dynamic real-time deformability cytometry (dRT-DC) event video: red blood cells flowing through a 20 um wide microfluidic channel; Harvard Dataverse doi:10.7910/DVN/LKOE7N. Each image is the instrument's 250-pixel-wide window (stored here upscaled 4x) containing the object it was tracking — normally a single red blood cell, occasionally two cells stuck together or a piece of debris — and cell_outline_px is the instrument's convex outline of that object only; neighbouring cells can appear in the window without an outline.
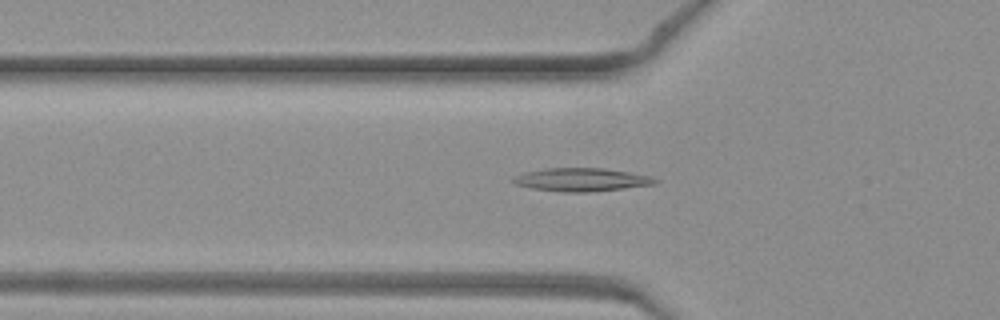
{"species": "common noctule bat (a hibernating species)", "species_latin": "Nyctalus noctula", "temperature_condition": "warm", "stored_images_in_passage": 35, "camera_frame_rate_fps": 3000, "um_per_image_px": 0.085, "animal": {"sex": "female", "body_mass_g": 19.3, "forearm_length_mm": 54.1}, "frame": {"image": 1, "passage_image": 5, "time_ms": 1.333, "image_size_px": [1000, 320], "cell_outline_px": [[660, 180], [656, 184], [624, 188], [588, 192], [560, 192], [532, 188], [516, 184], [512, 180], [512, 176], [524, 172], [544, 168], [604, 168], [652, 176]], "centroid_in_image_um": [49.42, 15.27], "position_along_channel_um": 76.4, "area_um2": 19.31}}
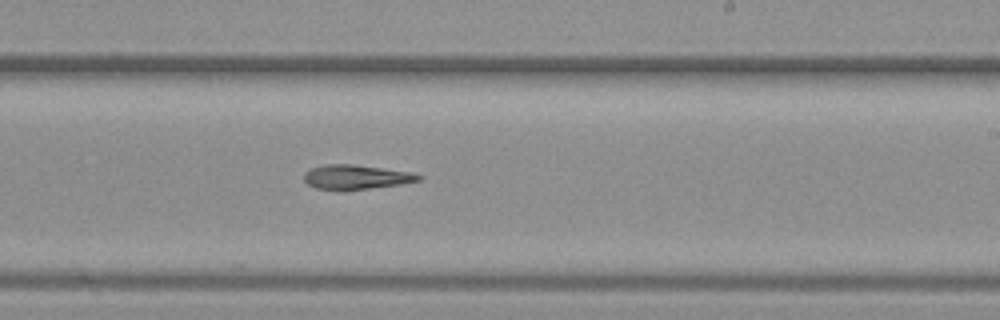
{"frame": {"image": 2, "passage_image": 17, "time_ms": 5.333, "image_size_px": [1000, 320], "cell_outline_px": [[424, 176], [420, 180], [400, 184], [344, 192], [336, 192], [316, 188], [308, 184], [304, 180], [304, 172], [312, 168], [324, 164], [352, 164], [408, 172]], "centroid_in_image_um": [30.19, 15.08], "position_along_channel_um": 258.8, "area_um2": 16.59}}
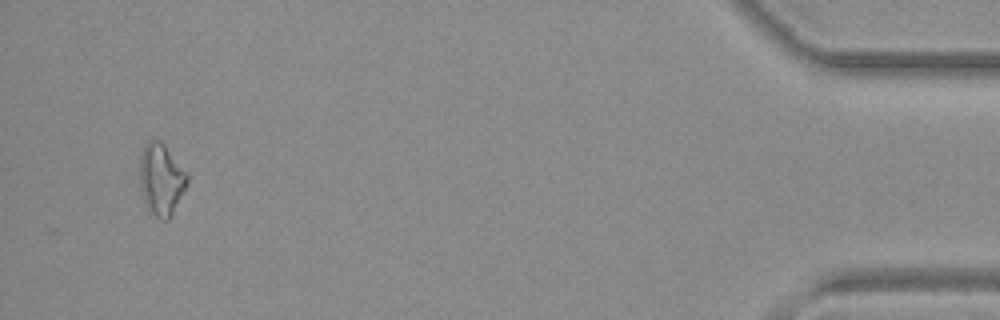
{"frame": {"image": 3, "passage_image": 33, "time_ms": 10.667, "image_size_px": [1000, 320], "cell_outline_px": [[188, 184], [172, 216], [168, 220], [164, 220], [156, 216], [148, 208], [144, 200], [140, 188], [140, 152], [144, 144], [148, 140], [160, 140], [164, 144], [188, 172]], "centroid_in_image_um": [13.72, 15.22], "position_along_channel_um": 421.5, "area_um2": 20.11}}